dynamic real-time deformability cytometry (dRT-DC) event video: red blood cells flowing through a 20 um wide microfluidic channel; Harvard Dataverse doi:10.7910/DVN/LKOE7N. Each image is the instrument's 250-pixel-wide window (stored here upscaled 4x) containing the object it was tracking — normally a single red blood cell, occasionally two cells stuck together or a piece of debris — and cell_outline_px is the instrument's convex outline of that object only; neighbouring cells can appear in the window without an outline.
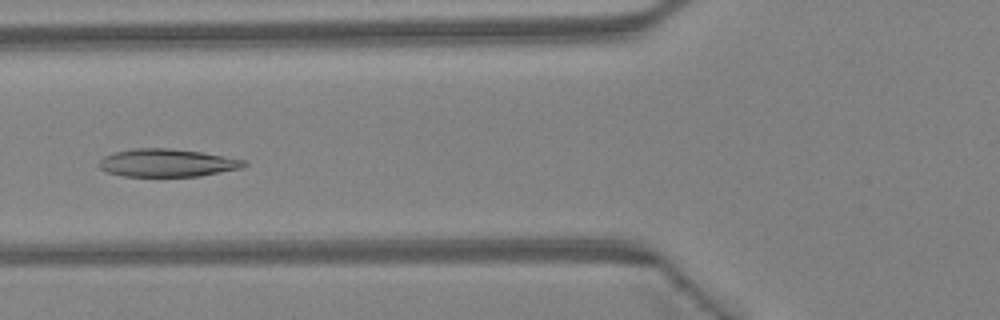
{"species": "Egyptian fruit bat (a non-hibernating species)", "species_latin": "Rousettus aegyptiacus", "temperature_condition": "warm", "stored_images_in_passage": 45, "camera_frame_rate_fps": 3000, "um_per_image_px": 0.085, "animal": {"sex": "female"}, "frame": {"image": 1, "passage_image": 18, "time_ms": 5.667, "image_size_px": [1000, 320], "cell_outline_px": [[248, 164], [244, 168], [200, 176], [124, 176], [108, 172], [100, 168], [96, 164], [104, 156], [116, 152], [132, 148], [168, 148], [200, 152], [224, 156], [244, 160]], "centroid_in_image_um": [14.21, 13.84], "position_along_channel_um": 111.6, "area_um2": 23.52}}
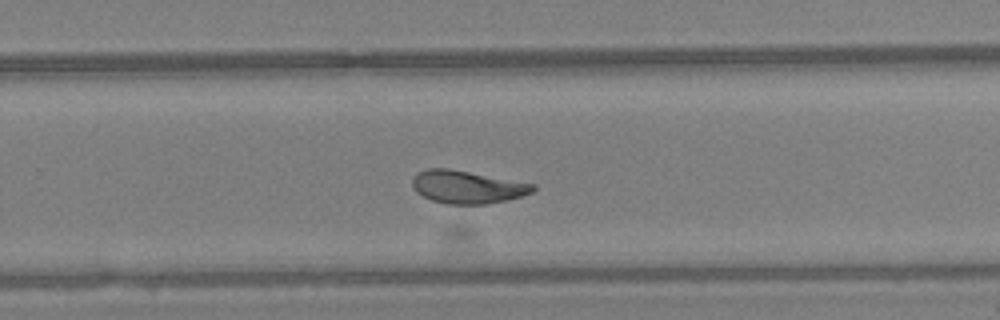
{"frame": {"image": 2, "passage_image": 30, "time_ms": 9.667, "image_size_px": [1000, 320], "cell_outline_px": [[536, 188], [532, 192], [520, 196], [488, 204], [444, 204], [432, 200], [416, 192], [412, 188], [412, 180], [416, 172], [428, 168], [448, 168], [536, 184]], "centroid_in_image_um": [39.67, 15.89], "position_along_channel_um": 290.1, "area_um2": 23.06}}
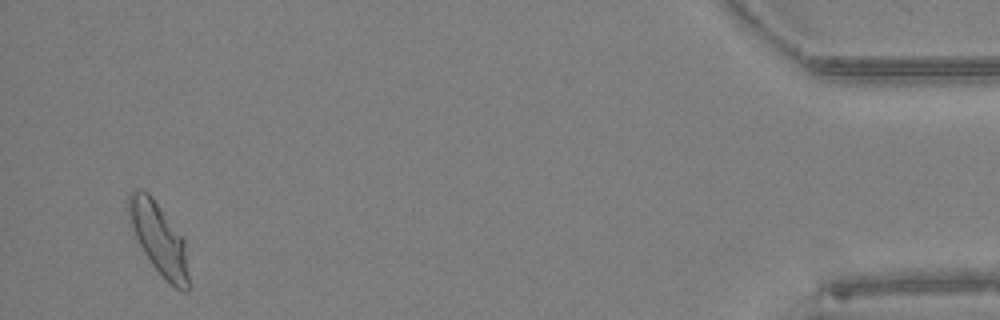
{"frame": {"image": 3, "passage_image": 44, "time_ms": 14.333, "image_size_px": [1000, 320], "cell_outline_px": [[188, 288], [184, 292], [168, 284], [152, 264], [144, 252], [136, 236], [128, 212], [128, 192], [140, 188], [148, 192], [152, 196], [184, 236], [188, 272]], "centroid_in_image_um": [13.53, 20.26], "position_along_channel_um": 421.7, "area_um2": 24.97}, "authors_computed_cell_mechanics": {"area_um2": 23.9292, "velocity_mm_per_s": 4.4802, "shape_relaxation_time_tau1_ms": 7.9404, "shape_relaxation_time_tau2_ms": 1.685, "deformation_change_tau1": 0.2102, "deformation_change_tau2": 0.0692}}